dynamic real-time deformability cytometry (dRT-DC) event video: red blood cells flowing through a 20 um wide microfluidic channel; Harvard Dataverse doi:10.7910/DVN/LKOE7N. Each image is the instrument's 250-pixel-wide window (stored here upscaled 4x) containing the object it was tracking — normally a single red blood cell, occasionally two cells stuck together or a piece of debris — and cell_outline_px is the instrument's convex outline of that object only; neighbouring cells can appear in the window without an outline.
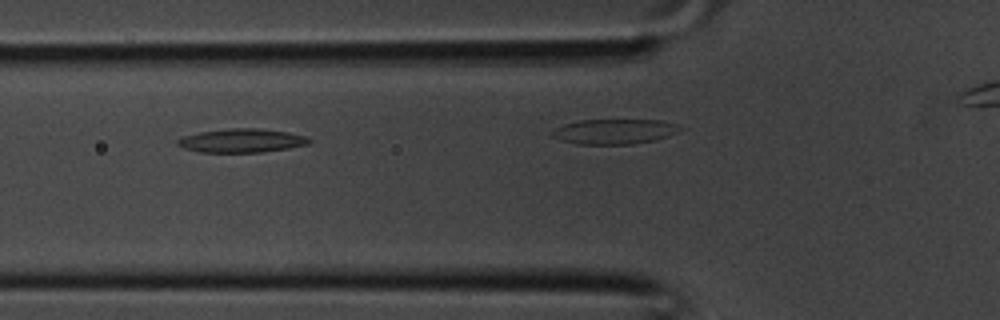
{"species": "common noctule bat (a hibernating species)", "species_latin": "Nyctalus noctula", "temperature_condition": "room temperature", "stored_images_in_passage": 18, "camera_frame_rate_fps": 3000, "um_per_image_px": 0.085, "animal": {"sex": "male", "body_mass_g": 20.1, "forearm_length_mm": 53.5}, "frame": {"image": 1, "passage_image": 3, "time_ms": 0.667, "image_size_px": [1000, 320], "cell_outline_px": [[312, 140], [308, 144], [288, 148], [260, 152], [200, 152], [184, 148], [176, 144], [176, 140], [184, 136], [200, 132], [232, 128], [256, 128], [288, 132], [304, 136]], "centroid_in_image_um": [20.52, 11.95], "position_along_channel_um": 105.3, "area_um2": 17.98}}
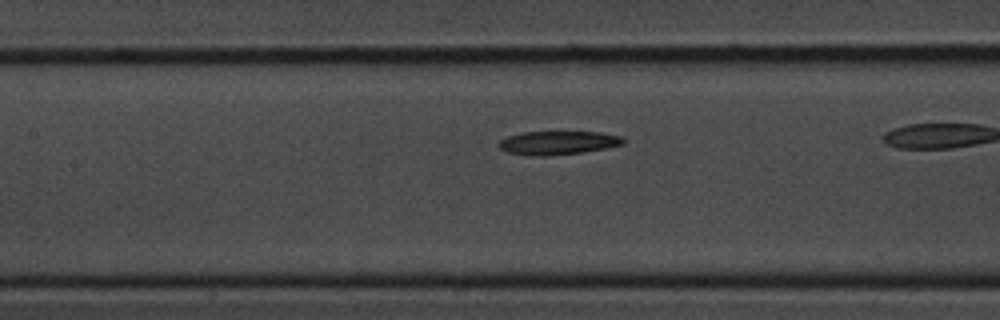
{"frame": {"image": 2, "passage_image": 6, "time_ms": 1.667, "image_size_px": [1000, 320], "cell_outline_px": [[624, 144], [604, 148], [580, 152], [544, 156], [536, 156], [508, 152], [500, 148], [496, 144], [500, 140], [508, 136], [524, 132], [600, 132], [620, 136], [624, 140]], "centroid_in_image_um": [47.39, 12.13], "position_along_channel_um": 160.0, "area_um2": 16.82}}